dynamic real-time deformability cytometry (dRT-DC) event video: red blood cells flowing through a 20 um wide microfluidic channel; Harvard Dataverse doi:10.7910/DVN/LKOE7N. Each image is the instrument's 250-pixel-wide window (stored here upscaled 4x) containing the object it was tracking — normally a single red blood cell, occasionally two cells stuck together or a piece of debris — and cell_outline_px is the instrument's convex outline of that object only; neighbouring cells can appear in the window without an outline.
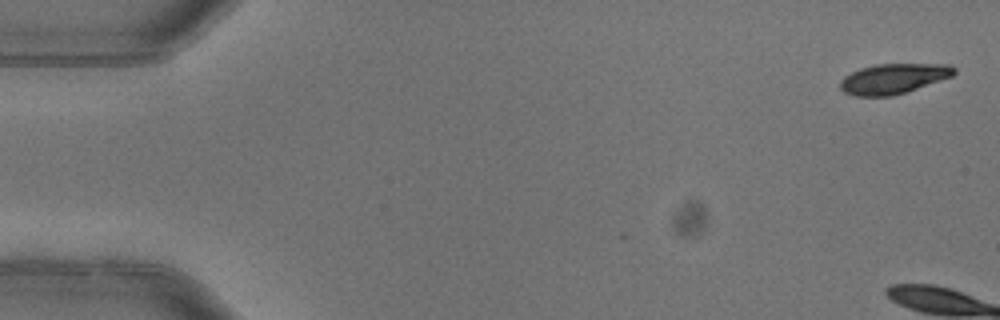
{"species": "common noctule bat (a hibernating species)", "species_latin": "Nyctalus noctula", "temperature_condition": "warm", "stored_images_in_passage": 4, "camera_frame_rate_fps": 3000, "um_per_image_px": 0.085, "animal": {"sex": "female"}, "frame": {"image": 1, "passage_image": 1, "time_ms": 0.0, "image_size_px": [1000, 320], "cell_outline_px": [[956, 72], [952, 76], [892, 96], [856, 96], [844, 92], [840, 88], [840, 80], [844, 76], [860, 68], [876, 64], [952, 64], [956, 68]], "centroid_in_image_um": [75.93, 6.67], "position_along_channel_um": 9.1, "area_um2": 19.88}}